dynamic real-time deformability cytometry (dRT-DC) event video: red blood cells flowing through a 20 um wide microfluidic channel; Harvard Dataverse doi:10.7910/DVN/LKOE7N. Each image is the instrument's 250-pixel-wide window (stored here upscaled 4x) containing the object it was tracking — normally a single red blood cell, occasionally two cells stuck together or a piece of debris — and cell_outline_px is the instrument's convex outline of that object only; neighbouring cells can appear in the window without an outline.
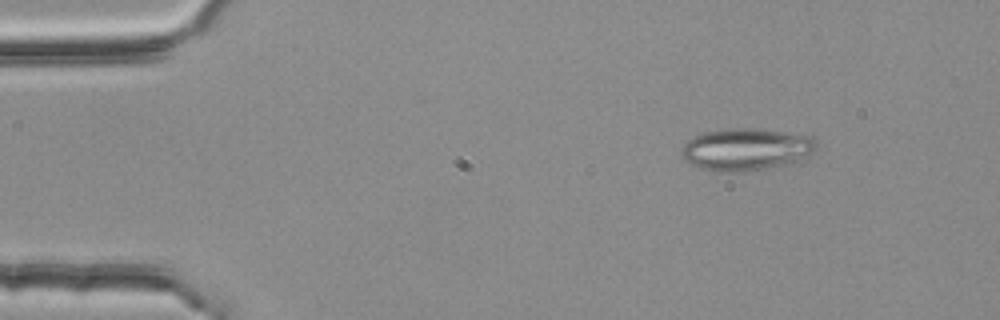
{"species": "common noctule bat (a hibernating species)", "species_latin": "Nyctalus noctula", "temperature_condition": "room temperature", "stored_images_in_passage": 3, "camera_frame_rate_fps": 3000, "um_per_image_px": 0.085, "animal": {"sex": "female", "body_mass_g": 25.1}, "frame": {"image": 1, "passage_image": 1, "time_ms": 0.0, "image_size_px": [1000, 320], "cell_outline_px": [[816, 148], [812, 152], [792, 164], [768, 168], [728, 172], [700, 168], [688, 164], [684, 160], [680, 152], [684, 144], [688, 140], [696, 136], [708, 132], [736, 128], [744, 128], [780, 132], [812, 136], [816, 140]], "centroid_in_image_um": [63.41, 12.71], "position_along_channel_um": 21.6, "area_um2": 32.6}}